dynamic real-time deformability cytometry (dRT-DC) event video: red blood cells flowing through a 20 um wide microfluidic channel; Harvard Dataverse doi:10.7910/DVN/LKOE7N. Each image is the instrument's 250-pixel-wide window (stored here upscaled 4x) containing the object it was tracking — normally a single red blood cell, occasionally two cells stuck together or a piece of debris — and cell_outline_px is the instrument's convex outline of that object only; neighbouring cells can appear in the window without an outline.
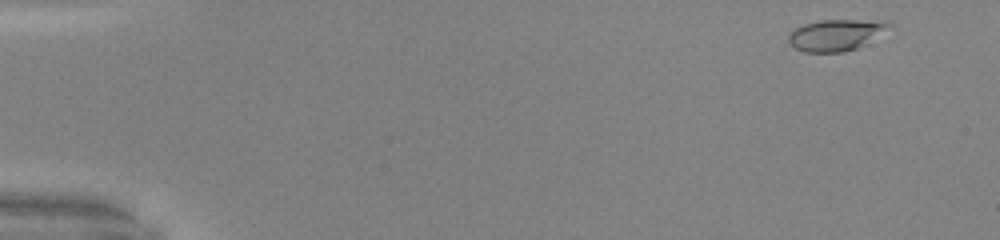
{"species": "common noctule bat (a hibernating species)", "species_latin": "Nyctalus noctula", "temperature_condition": "warm", "stored_images_in_passage": 49, "camera_frame_rate_fps": 3000, "um_per_image_px": 0.085, "animal": {"sex": "male", "body_mass_g": 20.0, "forearm_length_mm": 53.3}, "frame": {"image": 1, "passage_image": 2, "time_ms": 0.333, "image_size_px": [1000, 240], "cell_outline_px": [[892, 24], [860, 48], [844, 52], [804, 52], [796, 48], [788, 40], [788, 36], [796, 28], [804, 24], [820, 20], [884, 20]], "centroid_in_image_um": [71.05, 2.97], "position_along_channel_um": 14.0, "area_um2": 18.15}}
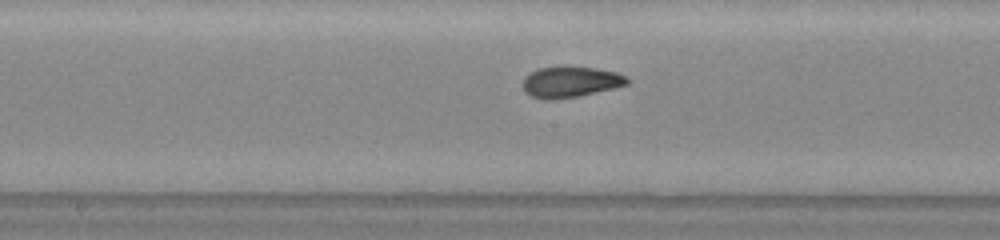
{"frame": {"image": 2, "passage_image": 26, "time_ms": 8.333, "image_size_px": [1000, 240], "cell_outline_px": [[632, 80], [628, 84], [580, 96], [552, 100], [544, 100], [532, 96], [524, 92], [524, 76], [540, 68], [560, 64], [564, 64], [596, 68], [616, 72]], "centroid_in_image_um": [48.48, 6.93], "position_along_channel_um": 199.7, "area_um2": 19.25}}
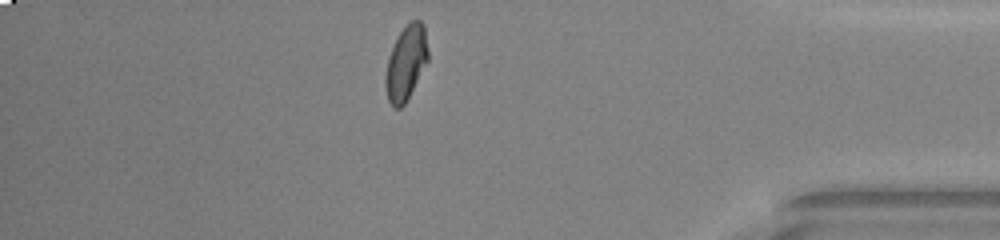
{"frame": {"image": 3, "passage_image": 43, "time_ms": 14.0, "image_size_px": [1000, 240], "cell_outline_px": [[428, 60], [404, 104], [400, 108], [392, 108], [388, 100], [384, 84], [384, 76], [388, 56], [400, 32], [412, 20], [420, 20], [424, 24], [428, 52]], "centroid_in_image_um": [34.48, 5.36], "position_along_channel_um": 400.7, "area_um2": 18.32}, "authors_computed_cell_mechanics": {"area_um2": 18.496, "velocity_mm_per_s": 4.111, "shape_relaxation_time_tau1_ms": 5.5326, "shape_relaxation_time_tau2_ms": 1.0765, "deformation_change_tau1": 0.2357, "deformation_change_tau2": 0.0665}}